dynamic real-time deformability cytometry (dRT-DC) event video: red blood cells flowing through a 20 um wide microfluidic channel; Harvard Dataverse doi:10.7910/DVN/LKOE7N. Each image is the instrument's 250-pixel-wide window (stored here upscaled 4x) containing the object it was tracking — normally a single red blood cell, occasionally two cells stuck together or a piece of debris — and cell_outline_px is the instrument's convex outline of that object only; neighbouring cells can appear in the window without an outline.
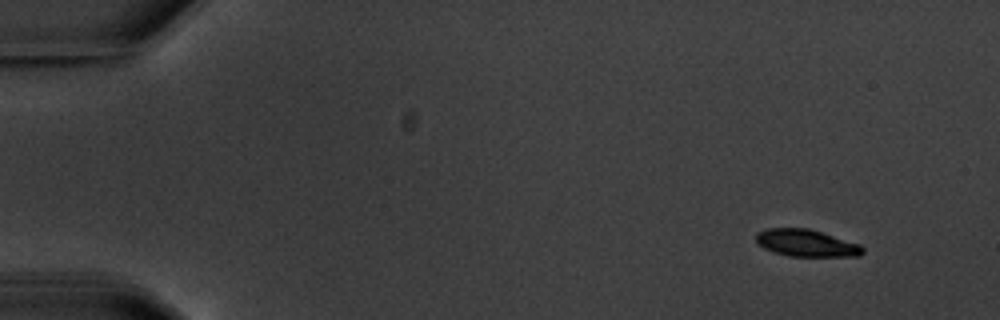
{"species": "common noctule bat (a hibernating species)", "species_latin": "Nyctalus noctula", "temperature_condition": "warm", "stored_images_in_passage": 4, "camera_frame_rate_fps": 3000, "um_per_image_px": 0.085, "animal": {"sex": "male", "body_mass_g": 20.1, "forearm_length_mm": 53.5}, "frame": {"image": 1, "passage_image": 1, "time_ms": 0.0, "image_size_px": [1000, 320], "cell_outline_px": [[864, 252], [860, 256], [788, 256], [764, 248], [756, 244], [756, 232], [764, 228], [808, 228], [860, 244], [864, 248]], "centroid_in_image_um": [68.51, 20.65], "position_along_channel_um": 16.5, "area_um2": 16.88}}
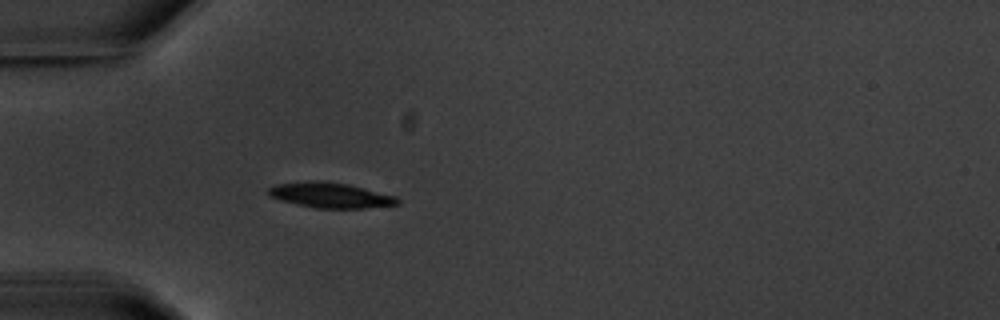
{"frame": {"image": 2, "passage_image": 4, "time_ms": 4.333, "image_size_px": [1000, 320], "cell_outline_px": [[400, 204], [364, 208], [316, 208], [280, 200], [268, 196], [268, 188], [276, 184], [308, 180], [320, 180], [348, 184], [396, 196], [400, 200]], "centroid_in_image_um": [28.07, 16.58], "position_along_channel_um": 56.9, "area_um2": 19.07}}